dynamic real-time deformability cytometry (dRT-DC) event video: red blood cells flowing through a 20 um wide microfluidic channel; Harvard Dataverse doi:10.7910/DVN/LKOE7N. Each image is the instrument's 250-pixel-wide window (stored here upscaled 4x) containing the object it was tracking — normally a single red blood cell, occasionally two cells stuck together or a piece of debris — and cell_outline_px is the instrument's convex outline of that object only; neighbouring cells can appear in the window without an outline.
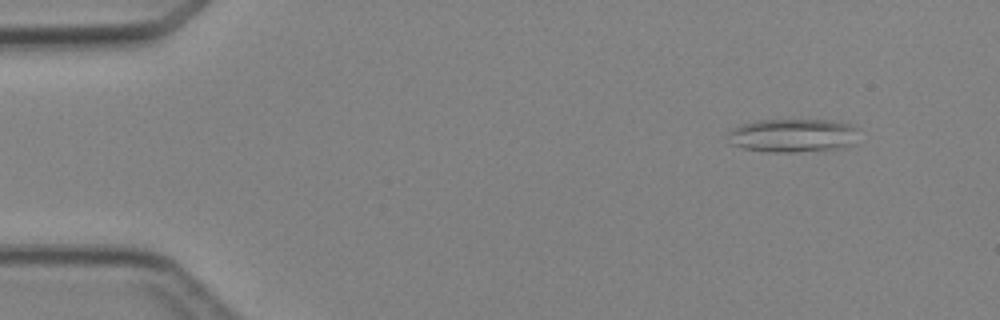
{"species": "Egyptian fruit bat (a non-hibernating species)", "species_latin": "Rousettus aegyptiacus", "temperature_condition": "cold", "stored_images_in_passage": 5, "camera_frame_rate_fps": 3000, "um_per_image_px": 0.085, "animal": {"sex": "female"}, "frame": {"image": 1, "passage_image": 2, "time_ms": 1.333, "image_size_px": [1000, 320], "cell_outline_px": [[856, 128], [852, 144], [848, 148], [792, 152], [768, 152], [744, 148], [732, 144], [728, 132], [732, 128], [740, 124], [756, 120], [828, 120], [848, 124]], "centroid_in_image_um": [67.36, 11.52], "position_along_channel_um": 17.6, "area_um2": 25.37}}